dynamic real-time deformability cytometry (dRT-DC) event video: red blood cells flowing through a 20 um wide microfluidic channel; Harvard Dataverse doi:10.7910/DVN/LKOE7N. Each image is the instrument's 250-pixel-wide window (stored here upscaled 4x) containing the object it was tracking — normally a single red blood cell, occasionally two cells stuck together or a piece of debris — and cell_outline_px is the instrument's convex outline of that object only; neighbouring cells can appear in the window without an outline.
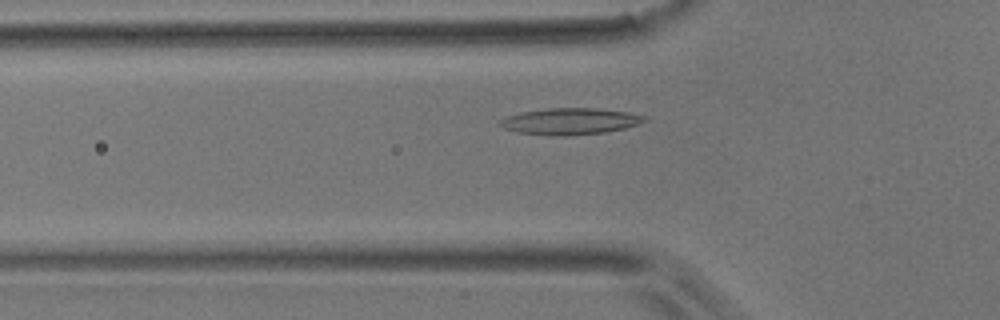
{"species": "common noctule bat (a hibernating species)", "species_latin": "Nyctalus noctula", "temperature_condition": "room temperature", "stored_images_in_passage": 38, "camera_frame_rate_fps": 3000, "um_per_image_px": 0.085, "animal": {"sex": "male", "body_mass_g": 17.9}, "frame": {"image": 1, "passage_image": 4, "time_ms": 1.0, "image_size_px": [1000, 320], "cell_outline_px": [[648, 120], [624, 128], [604, 132], [516, 132], [504, 128], [500, 124], [500, 120], [508, 116], [520, 112], [548, 108], [596, 108], [628, 112], [648, 116]], "centroid_in_image_um": [48.53, 10.23], "position_along_channel_um": 77.3, "area_um2": 20.81}}
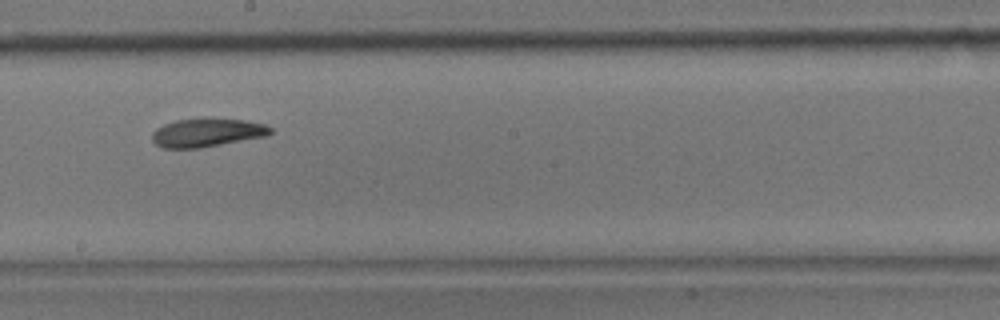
{"frame": {"image": 2, "passage_image": 16, "time_ms": 5.0, "image_size_px": [1000, 320], "cell_outline_px": [[272, 132], [264, 136], [200, 148], [164, 148], [156, 144], [152, 140], [152, 132], [156, 128], [164, 124], [176, 120], [204, 116], [248, 120], [264, 124], [272, 128]], "centroid_in_image_um": [17.58, 11.23], "position_along_channel_um": 230.6, "area_um2": 20.06}}
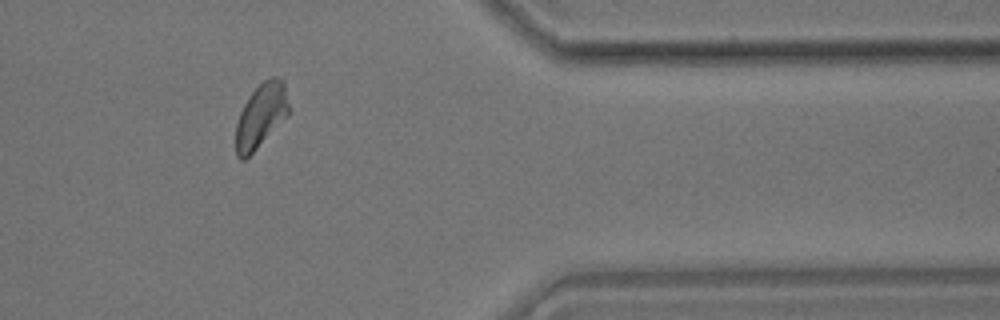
{"frame": {"image": 3, "passage_image": 30, "time_ms": 9.667, "image_size_px": [1000, 320], "cell_outline_px": [[292, 112], [244, 160], [240, 160], [236, 156], [236, 124], [240, 112], [248, 96], [264, 80], [272, 76], [276, 76], [284, 84], [292, 108]], "centroid_in_image_um": [22.21, 9.81], "position_along_channel_um": 389.2, "area_um2": 19.88}}